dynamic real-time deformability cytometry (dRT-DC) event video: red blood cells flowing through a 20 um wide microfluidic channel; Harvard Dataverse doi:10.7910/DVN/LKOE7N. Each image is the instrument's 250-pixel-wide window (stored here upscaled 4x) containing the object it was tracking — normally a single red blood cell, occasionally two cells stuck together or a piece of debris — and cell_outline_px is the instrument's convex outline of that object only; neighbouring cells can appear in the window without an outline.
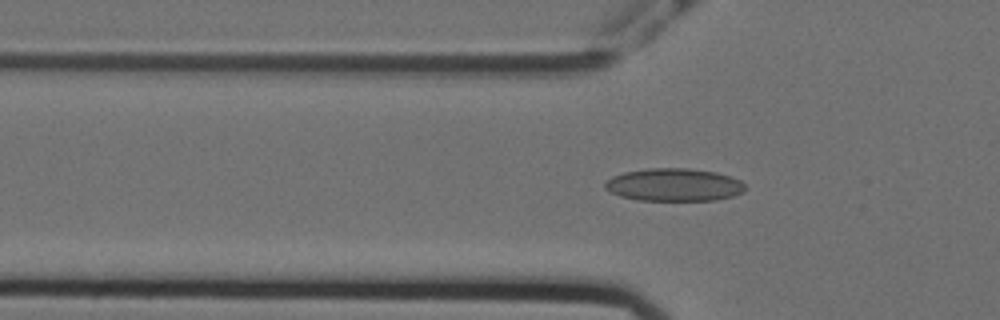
{"species": "Egyptian fruit bat (a non-hibernating species)", "species_latin": "Rousettus aegyptiacus", "temperature_condition": "cold", "stored_images_in_passage": 53, "camera_frame_rate_fps": 3000, "um_per_image_px": 0.085, "animal": {"sex": "female"}, "frame": {"image": 1, "passage_image": 19, "time_ms": 6.0, "image_size_px": [1000, 320], "cell_outline_px": [[748, 188], [744, 192], [732, 196], [716, 200], [640, 200], [620, 196], [604, 188], [604, 184], [612, 176], [624, 172], [648, 168], [688, 168], [716, 172], [732, 176], [740, 180]], "centroid_in_image_um": [57.33, 15.7], "position_along_channel_um": 68.5, "area_um2": 26.88}}
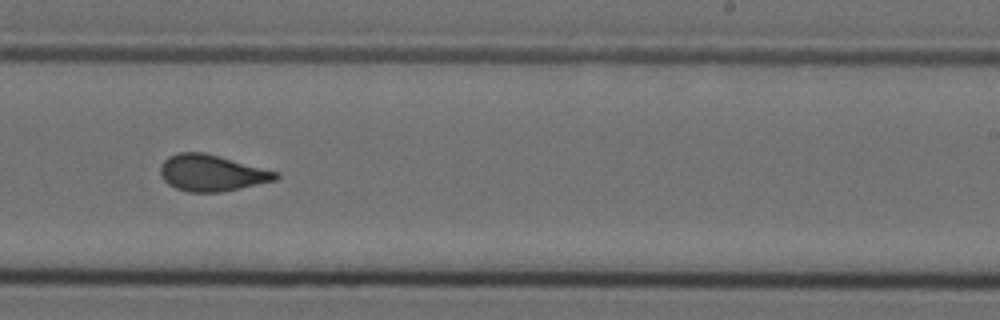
{"frame": {"image": 2, "passage_image": 36, "time_ms": 11.667, "image_size_px": [1000, 320], "cell_outline_px": [[280, 176], [276, 180], [240, 188], [220, 192], [188, 192], [176, 188], [168, 184], [160, 176], [160, 168], [164, 160], [168, 156], [180, 152], [204, 152], [280, 172]], "centroid_in_image_um": [18.0, 14.7], "position_along_channel_um": 271.0, "area_um2": 24.51}}
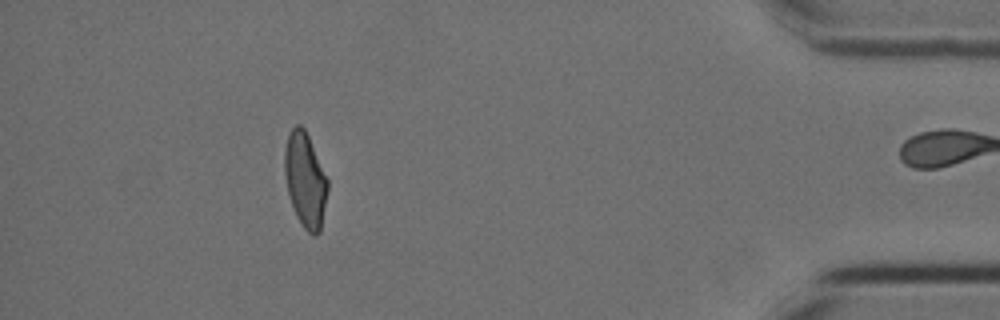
{"frame": {"image": 3, "passage_image": 52, "time_ms": 17.0, "image_size_px": [1000, 320], "cell_outline_px": [[328, 188], [320, 232], [316, 236], [312, 236], [304, 228], [296, 216], [288, 192], [284, 172], [284, 152], [288, 132], [296, 124], [300, 124], [304, 128], [308, 136], [328, 180]], "centroid_in_image_um": [25.93, 15.3], "position_along_channel_um": 409.3, "area_um2": 23.64}, "authors_computed_cell_mechanics": {"area_um2": 24.3916, "velocity_mm_per_s": 3.5613, "shape_relaxation_time_tau1_ms": 10.3233, "shape_relaxation_time_tau2_ms": 1.2029, "deformation_change_tau1": 0.1923, "deformation_change_tau2": 0.0587}}